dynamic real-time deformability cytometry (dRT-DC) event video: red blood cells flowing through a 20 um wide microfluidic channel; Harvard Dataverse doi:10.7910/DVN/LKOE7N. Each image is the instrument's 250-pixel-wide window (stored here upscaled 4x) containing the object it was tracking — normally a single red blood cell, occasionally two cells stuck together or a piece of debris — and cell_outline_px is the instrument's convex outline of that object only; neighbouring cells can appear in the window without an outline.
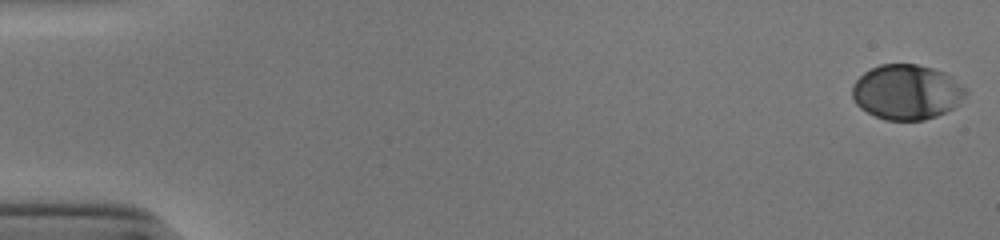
{"species": "human", "species_latin": "Homo sapiens", "temperature_condition": "cold", "stored_images_in_passage": 53, "camera_frame_rate_fps": 3000, "um_per_image_px": 0.085, "donor": {"sex": "male"}, "frame": {"image": 1, "passage_image": 1, "time_ms": 0.0, "image_size_px": [1000, 240], "cell_outline_px": [[968, 92], [952, 108], [936, 116], [924, 120], [884, 120], [860, 108], [856, 104], [852, 96], [852, 84], [864, 72], [880, 64], [916, 64], [932, 68], [944, 72], [952, 76], [968, 88]], "centroid_in_image_um": [77.07, 7.81], "position_along_channel_um": 7.9, "area_um2": 36.41}}
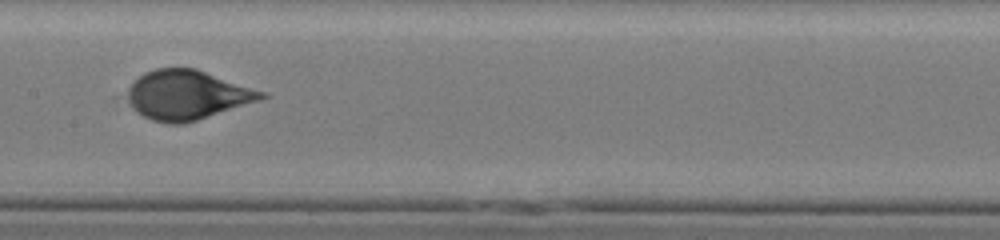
{"frame": {"image": 2, "passage_image": 28, "time_ms": 9.0, "image_size_px": [1000, 240], "cell_outline_px": [[268, 96], [260, 100], [184, 124], [168, 124], [152, 120], [136, 112], [132, 108], [128, 100], [128, 88], [144, 72], [156, 68], [196, 68], [268, 92]], "centroid_in_image_um": [15.94, 8.07], "position_along_channel_um": 191.5, "area_um2": 38.61}}
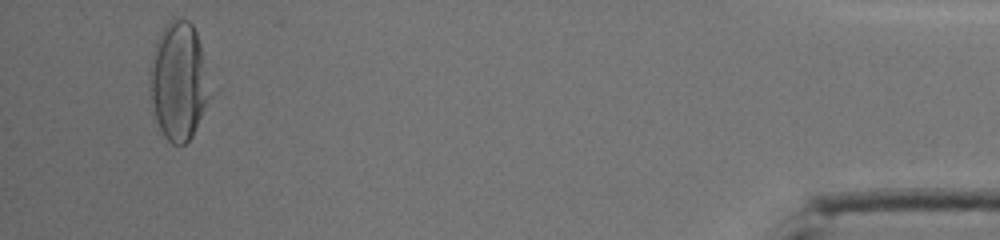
{"frame": {"image": 3, "passage_image": 51, "time_ms": 16.667, "image_size_px": [1000, 240], "cell_outline_px": [[208, 96], [192, 136], [184, 144], [172, 144], [164, 136], [156, 120], [148, 88], [148, 72], [152, 52], [156, 40], [164, 24], [172, 16], [188, 20], [192, 24], [196, 32], [200, 44]], "centroid_in_image_um": [15.08, 6.83], "position_along_channel_um": 420.1, "area_um2": 40.69}, "authors_computed_cell_mechanics": {"area_um2": 37.57, "velocity_mm_per_s": 3.8952, "shape_relaxation_time_tau1_ms": 4.7078, "shape_relaxation_time_tau2_ms": null, "deformation_change_tau1": 0.2009, "deformation_change_tau2": null}}